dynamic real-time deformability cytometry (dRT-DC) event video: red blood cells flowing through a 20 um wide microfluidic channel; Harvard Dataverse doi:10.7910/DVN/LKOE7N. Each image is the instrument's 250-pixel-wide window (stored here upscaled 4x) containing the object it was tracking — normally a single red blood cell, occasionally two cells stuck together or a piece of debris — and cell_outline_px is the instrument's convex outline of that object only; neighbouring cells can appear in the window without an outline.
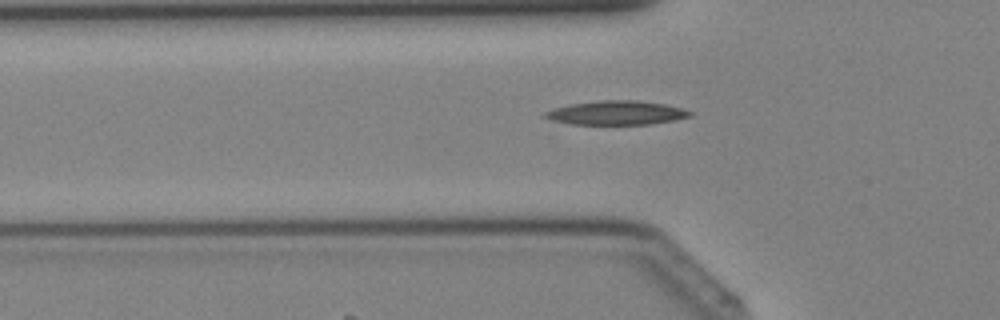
{"species": "Egyptian fruit bat (a non-hibernating species)", "species_latin": "Rousettus aegyptiacus", "temperature_condition": "cold", "stored_images_in_passage": 35, "camera_frame_rate_fps": 3000, "um_per_image_px": 0.085, "animal": {"sex": "female"}, "frame": {"image": 1, "passage_image": 8, "time_ms": 2.333, "image_size_px": [1000, 320], "cell_outline_px": [[692, 116], [672, 120], [648, 124], [572, 124], [552, 120], [544, 116], [544, 112], [556, 108], [572, 104], [600, 100], [640, 100], [664, 104], [680, 108], [692, 112]], "centroid_in_image_um": [52.41, 9.58], "position_along_channel_um": 73.4, "area_um2": 19.94}}
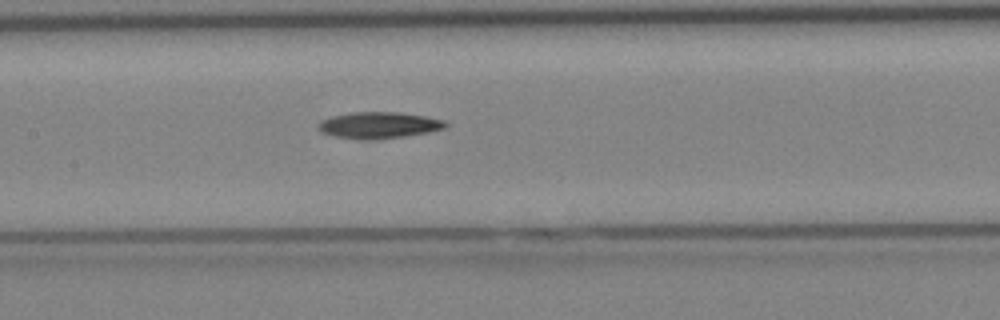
{"frame": {"image": 2, "passage_image": 14, "time_ms": 4.333, "image_size_px": [1000, 320], "cell_outline_px": [[448, 124], [444, 128], [428, 132], [404, 136], [372, 140], [364, 140], [332, 136], [320, 132], [316, 124], [320, 120], [332, 116], [352, 112], [400, 112], [424, 116], [444, 120]], "centroid_in_image_um": [32.14, 10.64], "position_along_channel_um": 175.3, "area_um2": 19.71}}
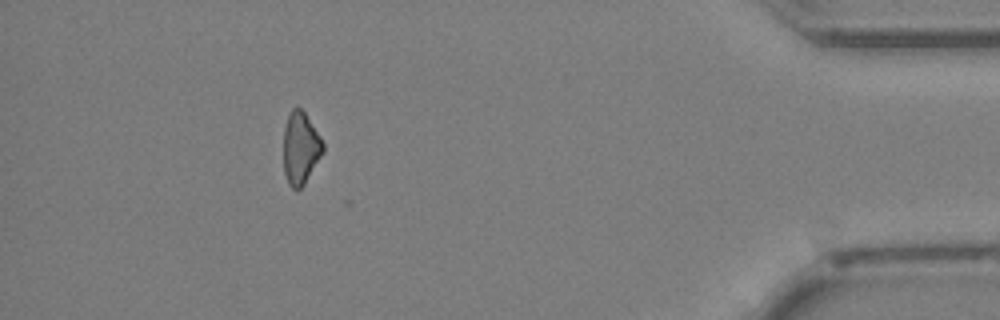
{"frame": {"image": 3, "passage_image": 31, "time_ms": 10.0, "image_size_px": [1000, 320], "cell_outline_px": [[324, 152], [304, 184], [300, 188], [292, 188], [288, 184], [284, 172], [284, 128], [288, 116], [292, 108], [300, 108], [304, 112], [320, 136], [324, 144]], "centroid_in_image_um": [25.55, 12.6], "position_along_channel_um": 409.7, "area_um2": 16.47}}